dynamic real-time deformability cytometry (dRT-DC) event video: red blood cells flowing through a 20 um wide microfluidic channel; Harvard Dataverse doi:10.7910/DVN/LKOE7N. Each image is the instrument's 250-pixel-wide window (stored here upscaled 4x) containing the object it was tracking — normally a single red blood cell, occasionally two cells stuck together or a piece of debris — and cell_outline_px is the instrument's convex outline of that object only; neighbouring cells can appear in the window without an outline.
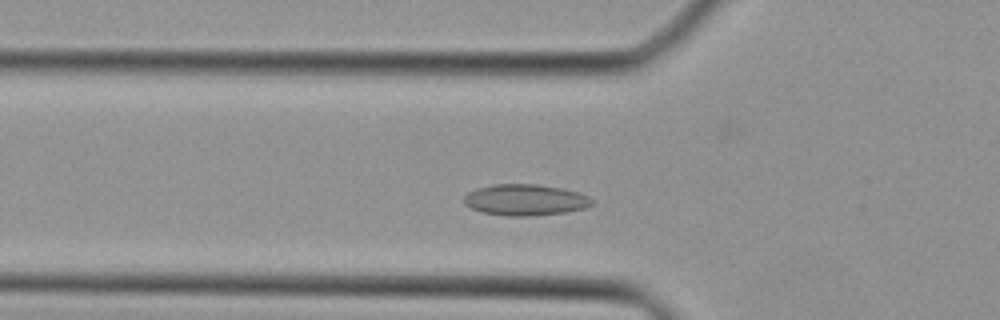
{"species": "Egyptian fruit bat (a non-hibernating species)", "species_latin": "Rousettus aegyptiacus", "temperature_condition": "cold", "stored_images_in_passage": 33, "camera_frame_rate_fps": 3000, "um_per_image_px": 0.085, "animal": {"sex": "female"}, "frame": {"image": 1, "passage_image": 7, "time_ms": 2.0, "image_size_px": [1000, 320], "cell_outline_px": [[596, 200], [592, 204], [584, 208], [564, 212], [528, 216], [508, 216], [484, 212], [472, 208], [464, 204], [464, 196], [468, 192], [492, 184], [536, 184], [560, 188], [576, 192], [588, 196]], "centroid_in_image_um": [44.65, 16.99], "position_along_channel_um": 81.1, "area_um2": 23.0}}
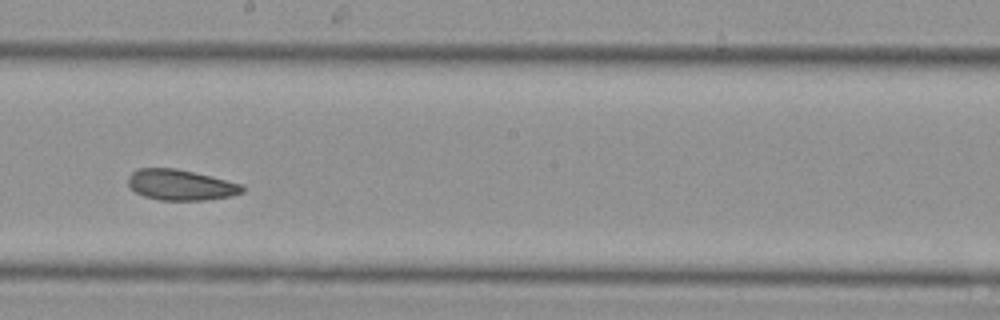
{"frame": {"image": 2, "passage_image": 16, "time_ms": 5.0, "image_size_px": [1000, 320], "cell_outline_px": [[244, 192], [228, 196], [204, 200], [160, 200], [144, 196], [136, 192], [128, 184], [128, 176], [132, 172], [140, 168], [176, 168], [244, 184]], "centroid_in_image_um": [15.36, 15.71], "position_along_channel_um": 232.8, "area_um2": 20.29}}
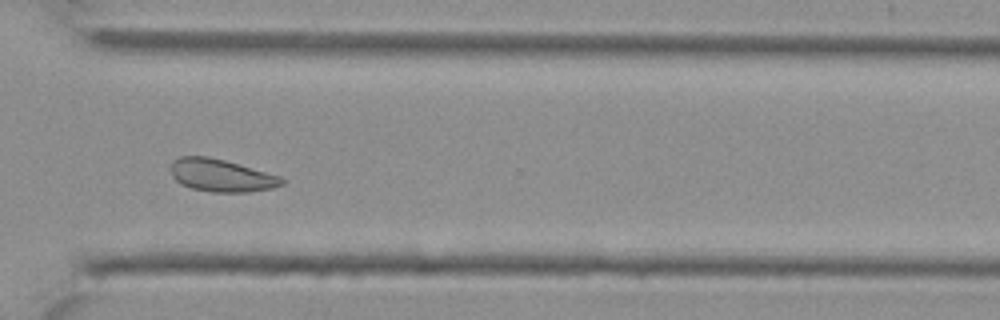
{"frame": {"image": 3, "passage_image": 23, "time_ms": 7.333, "image_size_px": [1000, 320], "cell_outline_px": [[284, 184], [272, 188], [248, 192], [212, 192], [192, 188], [180, 184], [172, 176], [172, 160], [180, 156], [208, 156], [224, 160], [280, 176], [284, 180]], "centroid_in_image_um": [18.79, 14.91], "position_along_channel_um": 351.8, "area_um2": 20.92}}